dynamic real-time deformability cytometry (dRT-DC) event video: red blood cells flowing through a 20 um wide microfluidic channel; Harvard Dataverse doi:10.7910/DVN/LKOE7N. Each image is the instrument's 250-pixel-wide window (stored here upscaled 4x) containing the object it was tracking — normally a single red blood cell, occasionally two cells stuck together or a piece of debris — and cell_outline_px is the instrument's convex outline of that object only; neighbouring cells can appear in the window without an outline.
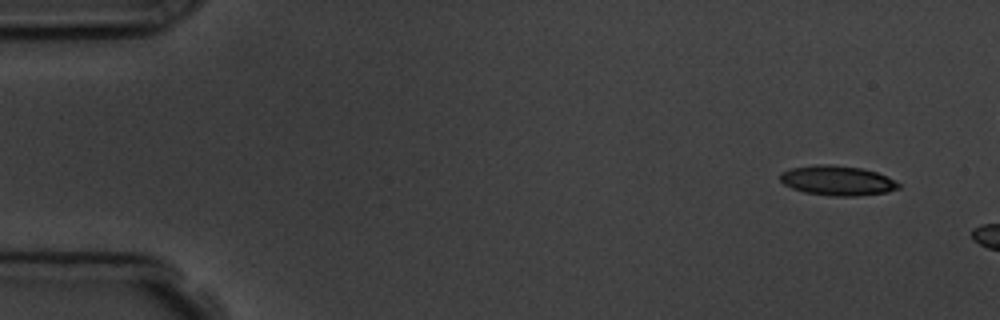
{"species": "common noctule bat (a hibernating species)", "species_latin": "Nyctalus noctula", "temperature_condition": "room temperature", "stored_images_in_passage": 3, "camera_frame_rate_fps": 3000, "um_per_image_px": 0.085, "animal": {"sex": "male", "body_mass_g": 19.5, "forearm_length_mm": 54.6}, "frame": {"image": 1, "passage_image": 1, "time_ms": 0.0, "image_size_px": [1000, 320], "cell_outline_px": [[900, 188], [888, 192], [852, 196], [836, 196], [804, 192], [792, 188], [784, 184], [780, 180], [780, 172], [792, 168], [816, 164], [832, 164], [860, 168], [876, 172], [900, 184]], "centroid_in_image_um": [71.14, 15.34], "position_along_channel_um": 13.9, "area_um2": 20.35}}